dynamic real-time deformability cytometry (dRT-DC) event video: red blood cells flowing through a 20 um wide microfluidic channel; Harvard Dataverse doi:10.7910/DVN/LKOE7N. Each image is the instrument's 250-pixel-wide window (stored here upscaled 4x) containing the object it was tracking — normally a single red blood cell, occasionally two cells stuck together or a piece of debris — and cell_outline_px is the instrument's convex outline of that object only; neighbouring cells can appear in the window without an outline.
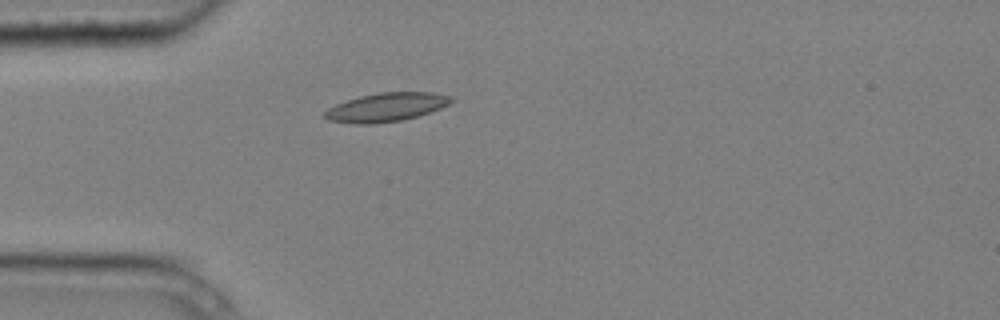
{"species": "common noctule bat (a hibernating species)", "species_latin": "Nyctalus noctula", "temperature_condition": "cold", "stored_images_in_passage": 1, "camera_frame_rate_fps": 3000, "um_per_image_px": 0.085, "animal": {"sex": "male", "body_mass_g": 20.4}, "frame": {"image": 1, "passage_image": 1, "time_ms": 0.0, "image_size_px": [1000, 320], "cell_outline_px": [[456, 100], [440, 108], [404, 120], [372, 124], [356, 124], [328, 120], [324, 116], [324, 112], [328, 108], [336, 104], [360, 96], [380, 92], [432, 92], [452, 96]], "centroid_in_image_um": [32.84, 9.11], "position_along_channel_um": 52.2, "area_um2": 21.1}}